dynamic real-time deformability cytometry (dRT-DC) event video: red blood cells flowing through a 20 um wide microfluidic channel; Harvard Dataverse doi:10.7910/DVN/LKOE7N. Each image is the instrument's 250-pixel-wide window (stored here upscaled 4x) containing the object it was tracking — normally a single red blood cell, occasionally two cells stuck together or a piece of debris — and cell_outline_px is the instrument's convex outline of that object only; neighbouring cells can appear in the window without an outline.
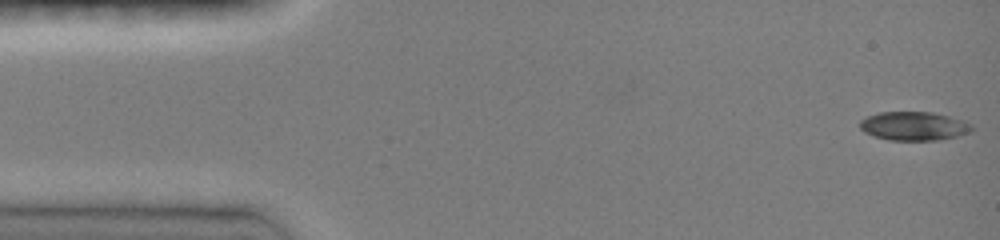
{"species": "common noctule bat (a hibernating species)", "species_latin": "Nyctalus noctula", "temperature_condition": "room temperature", "stored_images_in_passage": 46, "camera_frame_rate_fps": 3000, "um_per_image_px": 0.085, "animal": {"sex": "female", "body_mass_g": 19.0, "forearm_length_mm": 51.5}, "frame": {"image": 1, "passage_image": 1, "time_ms": 0.0, "image_size_px": [1000, 240], "cell_outline_px": [[972, 132], [940, 140], [888, 140], [872, 136], [864, 132], [860, 128], [860, 120], [868, 116], [880, 112], [932, 112], [948, 116], [972, 124]], "centroid_in_image_um": [77.66, 10.72], "position_along_channel_um": 7.3, "area_um2": 18.73}}
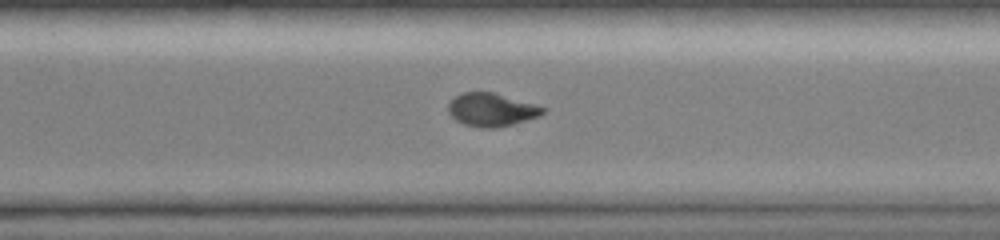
{"frame": {"image": 2, "passage_image": 33, "time_ms": 10.667, "image_size_px": [1000, 240], "cell_outline_px": [[544, 112], [540, 116], [512, 124], [492, 128], [480, 128], [464, 124], [456, 120], [448, 112], [448, 104], [460, 92], [492, 92], [532, 104], [544, 108]], "centroid_in_image_um": [41.72, 9.33], "position_along_channel_um": 328.9, "area_um2": 17.92}}
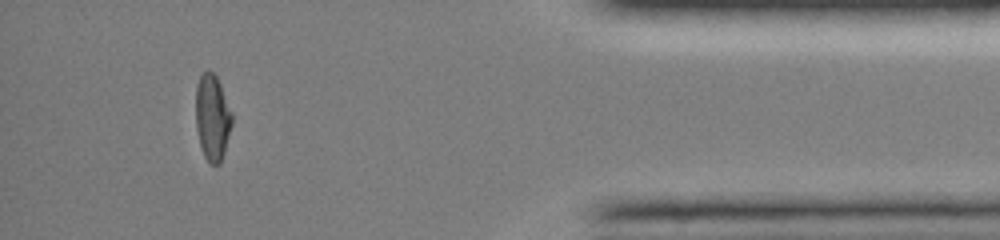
{"frame": {"image": 3, "passage_image": 42, "time_ms": 13.667, "image_size_px": [1000, 240], "cell_outline_px": [[232, 124], [224, 152], [220, 164], [212, 164], [204, 156], [200, 144], [196, 128], [196, 84], [200, 76], [208, 68], [216, 76], [220, 84], [232, 112]], "centroid_in_image_um": [18.05, 9.96], "position_along_channel_um": 417.2, "area_um2": 18.09}, "authors_computed_cell_mechanics": {"area_um2": 19.0451, "velocity_mm_per_s": 4.1327, "shape_relaxation_time_tau1_ms": 8.7671, "shape_relaxation_time_tau2_ms": 7.5658, "deformation_change_tau1": 0.2723, "deformation_change_tau2": 0.0911}}